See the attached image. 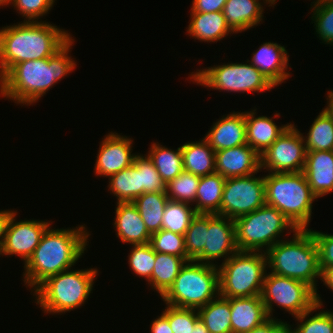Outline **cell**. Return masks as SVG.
I'll list each match as a JSON object with an SVG mask.
<instances>
[{
  "label": "cell",
  "instance_id": "6da1fadb",
  "mask_svg": "<svg viewBox=\"0 0 333 333\" xmlns=\"http://www.w3.org/2000/svg\"><path fill=\"white\" fill-rule=\"evenodd\" d=\"M74 39L72 37L49 58L28 60L14 65L0 79V97L25 106L37 103L77 66V62L69 54L73 49Z\"/></svg>",
  "mask_w": 333,
  "mask_h": 333
},
{
  "label": "cell",
  "instance_id": "7a4b0ae2",
  "mask_svg": "<svg viewBox=\"0 0 333 333\" xmlns=\"http://www.w3.org/2000/svg\"><path fill=\"white\" fill-rule=\"evenodd\" d=\"M86 225L52 229L43 234L39 245L24 264L23 281L31 293L47 278L69 270L87 250L89 231Z\"/></svg>",
  "mask_w": 333,
  "mask_h": 333
},
{
  "label": "cell",
  "instance_id": "3957f363",
  "mask_svg": "<svg viewBox=\"0 0 333 333\" xmlns=\"http://www.w3.org/2000/svg\"><path fill=\"white\" fill-rule=\"evenodd\" d=\"M0 29V79L16 64L53 56L72 37L46 21L4 26Z\"/></svg>",
  "mask_w": 333,
  "mask_h": 333
},
{
  "label": "cell",
  "instance_id": "277c9868",
  "mask_svg": "<svg viewBox=\"0 0 333 333\" xmlns=\"http://www.w3.org/2000/svg\"><path fill=\"white\" fill-rule=\"evenodd\" d=\"M265 254L271 273L303 281L318 293L319 251L309 229H297L292 238L280 240Z\"/></svg>",
  "mask_w": 333,
  "mask_h": 333
},
{
  "label": "cell",
  "instance_id": "5b68a950",
  "mask_svg": "<svg viewBox=\"0 0 333 333\" xmlns=\"http://www.w3.org/2000/svg\"><path fill=\"white\" fill-rule=\"evenodd\" d=\"M73 270V271H72ZM69 269L47 278L34 291L35 303L46 314H63L80 308L87 302L96 276L97 268Z\"/></svg>",
  "mask_w": 333,
  "mask_h": 333
},
{
  "label": "cell",
  "instance_id": "8992f818",
  "mask_svg": "<svg viewBox=\"0 0 333 333\" xmlns=\"http://www.w3.org/2000/svg\"><path fill=\"white\" fill-rule=\"evenodd\" d=\"M264 180L266 204L283 213L297 229H308L313 213L312 204L318 198L303 171L267 173Z\"/></svg>",
  "mask_w": 333,
  "mask_h": 333
},
{
  "label": "cell",
  "instance_id": "52a82bcc",
  "mask_svg": "<svg viewBox=\"0 0 333 333\" xmlns=\"http://www.w3.org/2000/svg\"><path fill=\"white\" fill-rule=\"evenodd\" d=\"M219 295L218 266L191 260L181 268L161 300L170 306L198 310Z\"/></svg>",
  "mask_w": 333,
  "mask_h": 333
},
{
  "label": "cell",
  "instance_id": "ba28073f",
  "mask_svg": "<svg viewBox=\"0 0 333 333\" xmlns=\"http://www.w3.org/2000/svg\"><path fill=\"white\" fill-rule=\"evenodd\" d=\"M234 221L238 251L265 253L277 242L286 239L281 237L285 231L290 230L287 233L290 236L297 230L283 213L267 204Z\"/></svg>",
  "mask_w": 333,
  "mask_h": 333
},
{
  "label": "cell",
  "instance_id": "9c48e42d",
  "mask_svg": "<svg viewBox=\"0 0 333 333\" xmlns=\"http://www.w3.org/2000/svg\"><path fill=\"white\" fill-rule=\"evenodd\" d=\"M266 268L265 253L237 251L218 265L220 296L240 298L261 295Z\"/></svg>",
  "mask_w": 333,
  "mask_h": 333
},
{
  "label": "cell",
  "instance_id": "30bf717a",
  "mask_svg": "<svg viewBox=\"0 0 333 333\" xmlns=\"http://www.w3.org/2000/svg\"><path fill=\"white\" fill-rule=\"evenodd\" d=\"M190 80L218 91L248 93L270 91L275 86L248 60L247 63H223L192 72Z\"/></svg>",
  "mask_w": 333,
  "mask_h": 333
},
{
  "label": "cell",
  "instance_id": "8fae6325",
  "mask_svg": "<svg viewBox=\"0 0 333 333\" xmlns=\"http://www.w3.org/2000/svg\"><path fill=\"white\" fill-rule=\"evenodd\" d=\"M268 317H273V307L289 312L294 318L313 308L316 291L303 281L275 275L268 271L264 277L261 293ZM273 303L275 305H273Z\"/></svg>",
  "mask_w": 333,
  "mask_h": 333
},
{
  "label": "cell",
  "instance_id": "7c38bea8",
  "mask_svg": "<svg viewBox=\"0 0 333 333\" xmlns=\"http://www.w3.org/2000/svg\"><path fill=\"white\" fill-rule=\"evenodd\" d=\"M291 124L277 140L260 155V172H302L306 161V146L303 134Z\"/></svg>",
  "mask_w": 333,
  "mask_h": 333
},
{
  "label": "cell",
  "instance_id": "4fadbf2b",
  "mask_svg": "<svg viewBox=\"0 0 333 333\" xmlns=\"http://www.w3.org/2000/svg\"><path fill=\"white\" fill-rule=\"evenodd\" d=\"M266 204L264 176L255 174L227 178L223 189L220 216L235 220Z\"/></svg>",
  "mask_w": 333,
  "mask_h": 333
},
{
  "label": "cell",
  "instance_id": "5bb4252c",
  "mask_svg": "<svg viewBox=\"0 0 333 333\" xmlns=\"http://www.w3.org/2000/svg\"><path fill=\"white\" fill-rule=\"evenodd\" d=\"M16 216L17 210H13L7 219L1 255L6 257L18 255L25 264L39 245L47 228L52 224L50 221L34 219L18 222Z\"/></svg>",
  "mask_w": 333,
  "mask_h": 333
},
{
  "label": "cell",
  "instance_id": "9a60e30c",
  "mask_svg": "<svg viewBox=\"0 0 333 333\" xmlns=\"http://www.w3.org/2000/svg\"><path fill=\"white\" fill-rule=\"evenodd\" d=\"M237 251L235 221L225 216L208 214L204 251L194 261L218 266L216 260L224 258L222 261L225 262Z\"/></svg>",
  "mask_w": 333,
  "mask_h": 333
},
{
  "label": "cell",
  "instance_id": "2e32d148",
  "mask_svg": "<svg viewBox=\"0 0 333 333\" xmlns=\"http://www.w3.org/2000/svg\"><path fill=\"white\" fill-rule=\"evenodd\" d=\"M133 140L126 135L110 132L102 138L99 146L94 172L97 176L107 177L128 168L138 154L132 153Z\"/></svg>",
  "mask_w": 333,
  "mask_h": 333
},
{
  "label": "cell",
  "instance_id": "e0dca14e",
  "mask_svg": "<svg viewBox=\"0 0 333 333\" xmlns=\"http://www.w3.org/2000/svg\"><path fill=\"white\" fill-rule=\"evenodd\" d=\"M215 171L225 179L260 171V155L248 144L215 152Z\"/></svg>",
  "mask_w": 333,
  "mask_h": 333
},
{
  "label": "cell",
  "instance_id": "ac0fdd59",
  "mask_svg": "<svg viewBox=\"0 0 333 333\" xmlns=\"http://www.w3.org/2000/svg\"><path fill=\"white\" fill-rule=\"evenodd\" d=\"M254 65L275 87L279 86L291 76L288 72L289 53L286 47L274 42H264L252 53Z\"/></svg>",
  "mask_w": 333,
  "mask_h": 333
},
{
  "label": "cell",
  "instance_id": "d6986e66",
  "mask_svg": "<svg viewBox=\"0 0 333 333\" xmlns=\"http://www.w3.org/2000/svg\"><path fill=\"white\" fill-rule=\"evenodd\" d=\"M214 151L247 144L244 112H230L223 115L204 136Z\"/></svg>",
  "mask_w": 333,
  "mask_h": 333
},
{
  "label": "cell",
  "instance_id": "ffe728a7",
  "mask_svg": "<svg viewBox=\"0 0 333 333\" xmlns=\"http://www.w3.org/2000/svg\"><path fill=\"white\" fill-rule=\"evenodd\" d=\"M257 108L252 111H245V122L247 132V144L261 155L268 147H270L277 138L285 132L292 124H281L278 126L273 118L280 117V113H275L273 117L257 116ZM257 116V117H256Z\"/></svg>",
  "mask_w": 333,
  "mask_h": 333
},
{
  "label": "cell",
  "instance_id": "44dd1931",
  "mask_svg": "<svg viewBox=\"0 0 333 333\" xmlns=\"http://www.w3.org/2000/svg\"><path fill=\"white\" fill-rule=\"evenodd\" d=\"M115 233L121 242L131 245L150 243L151 234L147 230L139 211L132 202H118L114 217Z\"/></svg>",
  "mask_w": 333,
  "mask_h": 333
},
{
  "label": "cell",
  "instance_id": "7402d4cb",
  "mask_svg": "<svg viewBox=\"0 0 333 333\" xmlns=\"http://www.w3.org/2000/svg\"><path fill=\"white\" fill-rule=\"evenodd\" d=\"M262 1L263 4L261 0H227L222 12L229 27L238 34L261 24L264 19L263 5L274 7L277 0Z\"/></svg>",
  "mask_w": 333,
  "mask_h": 333
},
{
  "label": "cell",
  "instance_id": "603a6c76",
  "mask_svg": "<svg viewBox=\"0 0 333 333\" xmlns=\"http://www.w3.org/2000/svg\"><path fill=\"white\" fill-rule=\"evenodd\" d=\"M317 198L333 192V151H309L303 170Z\"/></svg>",
  "mask_w": 333,
  "mask_h": 333
},
{
  "label": "cell",
  "instance_id": "cb8c5ba5",
  "mask_svg": "<svg viewBox=\"0 0 333 333\" xmlns=\"http://www.w3.org/2000/svg\"><path fill=\"white\" fill-rule=\"evenodd\" d=\"M232 333H247L269 317L261 295L230 298Z\"/></svg>",
  "mask_w": 333,
  "mask_h": 333
},
{
  "label": "cell",
  "instance_id": "d4e9b609",
  "mask_svg": "<svg viewBox=\"0 0 333 333\" xmlns=\"http://www.w3.org/2000/svg\"><path fill=\"white\" fill-rule=\"evenodd\" d=\"M187 34L200 42H218L235 32L229 27L222 11L211 13L190 12Z\"/></svg>",
  "mask_w": 333,
  "mask_h": 333
},
{
  "label": "cell",
  "instance_id": "484cf974",
  "mask_svg": "<svg viewBox=\"0 0 333 333\" xmlns=\"http://www.w3.org/2000/svg\"><path fill=\"white\" fill-rule=\"evenodd\" d=\"M184 171L197 176L215 173V151L203 137L181 145Z\"/></svg>",
  "mask_w": 333,
  "mask_h": 333
},
{
  "label": "cell",
  "instance_id": "4316f807",
  "mask_svg": "<svg viewBox=\"0 0 333 333\" xmlns=\"http://www.w3.org/2000/svg\"><path fill=\"white\" fill-rule=\"evenodd\" d=\"M225 180L216 172L200 177L194 206L197 214L220 215Z\"/></svg>",
  "mask_w": 333,
  "mask_h": 333
},
{
  "label": "cell",
  "instance_id": "83f0119b",
  "mask_svg": "<svg viewBox=\"0 0 333 333\" xmlns=\"http://www.w3.org/2000/svg\"><path fill=\"white\" fill-rule=\"evenodd\" d=\"M188 261H191L188 257L156 252L154 269L147 284L162 297L172 286L181 268Z\"/></svg>",
  "mask_w": 333,
  "mask_h": 333
},
{
  "label": "cell",
  "instance_id": "f1b7e54d",
  "mask_svg": "<svg viewBox=\"0 0 333 333\" xmlns=\"http://www.w3.org/2000/svg\"><path fill=\"white\" fill-rule=\"evenodd\" d=\"M146 155L166 184L184 171L181 146L172 150L158 142H153Z\"/></svg>",
  "mask_w": 333,
  "mask_h": 333
},
{
  "label": "cell",
  "instance_id": "f546056e",
  "mask_svg": "<svg viewBox=\"0 0 333 333\" xmlns=\"http://www.w3.org/2000/svg\"><path fill=\"white\" fill-rule=\"evenodd\" d=\"M168 200L166 192H155L143 193L132 202L150 234L162 229V219Z\"/></svg>",
  "mask_w": 333,
  "mask_h": 333
},
{
  "label": "cell",
  "instance_id": "4dcf8cb0",
  "mask_svg": "<svg viewBox=\"0 0 333 333\" xmlns=\"http://www.w3.org/2000/svg\"><path fill=\"white\" fill-rule=\"evenodd\" d=\"M209 333H232L230 298L218 296L198 309Z\"/></svg>",
  "mask_w": 333,
  "mask_h": 333
},
{
  "label": "cell",
  "instance_id": "1f68e13d",
  "mask_svg": "<svg viewBox=\"0 0 333 333\" xmlns=\"http://www.w3.org/2000/svg\"><path fill=\"white\" fill-rule=\"evenodd\" d=\"M108 179V191L117 198L116 203L133 202L142 195L140 172L133 164Z\"/></svg>",
  "mask_w": 333,
  "mask_h": 333
},
{
  "label": "cell",
  "instance_id": "d6a6232c",
  "mask_svg": "<svg viewBox=\"0 0 333 333\" xmlns=\"http://www.w3.org/2000/svg\"><path fill=\"white\" fill-rule=\"evenodd\" d=\"M303 137L307 152L333 151V116L322 108Z\"/></svg>",
  "mask_w": 333,
  "mask_h": 333
},
{
  "label": "cell",
  "instance_id": "836d02e7",
  "mask_svg": "<svg viewBox=\"0 0 333 333\" xmlns=\"http://www.w3.org/2000/svg\"><path fill=\"white\" fill-rule=\"evenodd\" d=\"M316 301L313 308L295 317V321H298L295 327L296 333H333V312L328 309L323 310V301L319 294H316Z\"/></svg>",
  "mask_w": 333,
  "mask_h": 333
},
{
  "label": "cell",
  "instance_id": "e575fe53",
  "mask_svg": "<svg viewBox=\"0 0 333 333\" xmlns=\"http://www.w3.org/2000/svg\"><path fill=\"white\" fill-rule=\"evenodd\" d=\"M188 203L168 200L162 219V229L184 235L191 220L196 216L195 208Z\"/></svg>",
  "mask_w": 333,
  "mask_h": 333
},
{
  "label": "cell",
  "instance_id": "d590c367",
  "mask_svg": "<svg viewBox=\"0 0 333 333\" xmlns=\"http://www.w3.org/2000/svg\"><path fill=\"white\" fill-rule=\"evenodd\" d=\"M200 176L183 171L166 184V195L169 200L195 204Z\"/></svg>",
  "mask_w": 333,
  "mask_h": 333
},
{
  "label": "cell",
  "instance_id": "8d00e7d4",
  "mask_svg": "<svg viewBox=\"0 0 333 333\" xmlns=\"http://www.w3.org/2000/svg\"><path fill=\"white\" fill-rule=\"evenodd\" d=\"M208 231V214H196L184 234L186 255L195 260L203 251Z\"/></svg>",
  "mask_w": 333,
  "mask_h": 333
},
{
  "label": "cell",
  "instance_id": "74e56055",
  "mask_svg": "<svg viewBox=\"0 0 333 333\" xmlns=\"http://www.w3.org/2000/svg\"><path fill=\"white\" fill-rule=\"evenodd\" d=\"M131 246L133 248L128 255L129 267L135 275L145 278L148 282L154 269L156 252L150 243Z\"/></svg>",
  "mask_w": 333,
  "mask_h": 333
},
{
  "label": "cell",
  "instance_id": "f35d334b",
  "mask_svg": "<svg viewBox=\"0 0 333 333\" xmlns=\"http://www.w3.org/2000/svg\"><path fill=\"white\" fill-rule=\"evenodd\" d=\"M133 165L140 172L143 193L166 192V183L160 177L153 162L147 155L139 154L135 157Z\"/></svg>",
  "mask_w": 333,
  "mask_h": 333
},
{
  "label": "cell",
  "instance_id": "ab89813d",
  "mask_svg": "<svg viewBox=\"0 0 333 333\" xmlns=\"http://www.w3.org/2000/svg\"><path fill=\"white\" fill-rule=\"evenodd\" d=\"M150 244L155 252L187 257L184 235L161 229L151 234Z\"/></svg>",
  "mask_w": 333,
  "mask_h": 333
},
{
  "label": "cell",
  "instance_id": "60d3db41",
  "mask_svg": "<svg viewBox=\"0 0 333 333\" xmlns=\"http://www.w3.org/2000/svg\"><path fill=\"white\" fill-rule=\"evenodd\" d=\"M311 20L322 43L333 46V4H311Z\"/></svg>",
  "mask_w": 333,
  "mask_h": 333
},
{
  "label": "cell",
  "instance_id": "b9f144b4",
  "mask_svg": "<svg viewBox=\"0 0 333 333\" xmlns=\"http://www.w3.org/2000/svg\"><path fill=\"white\" fill-rule=\"evenodd\" d=\"M162 313L168 318L173 333H190L200 319L196 309L179 308L167 304Z\"/></svg>",
  "mask_w": 333,
  "mask_h": 333
},
{
  "label": "cell",
  "instance_id": "7bdbcfd3",
  "mask_svg": "<svg viewBox=\"0 0 333 333\" xmlns=\"http://www.w3.org/2000/svg\"><path fill=\"white\" fill-rule=\"evenodd\" d=\"M56 0H12L16 12L25 17L23 21L36 22L43 18L55 5Z\"/></svg>",
  "mask_w": 333,
  "mask_h": 333
},
{
  "label": "cell",
  "instance_id": "ee69618b",
  "mask_svg": "<svg viewBox=\"0 0 333 333\" xmlns=\"http://www.w3.org/2000/svg\"><path fill=\"white\" fill-rule=\"evenodd\" d=\"M308 229L317 243L321 272L326 268L333 267V234Z\"/></svg>",
  "mask_w": 333,
  "mask_h": 333
},
{
  "label": "cell",
  "instance_id": "f6af8a7d",
  "mask_svg": "<svg viewBox=\"0 0 333 333\" xmlns=\"http://www.w3.org/2000/svg\"><path fill=\"white\" fill-rule=\"evenodd\" d=\"M227 0H193L191 11L199 13L219 12L223 10Z\"/></svg>",
  "mask_w": 333,
  "mask_h": 333
},
{
  "label": "cell",
  "instance_id": "bcb514c9",
  "mask_svg": "<svg viewBox=\"0 0 333 333\" xmlns=\"http://www.w3.org/2000/svg\"><path fill=\"white\" fill-rule=\"evenodd\" d=\"M283 323L284 321L278 318L274 319L269 317L261 325L257 326L256 328H253L251 331L247 333H274Z\"/></svg>",
  "mask_w": 333,
  "mask_h": 333
},
{
  "label": "cell",
  "instance_id": "7dc6e473",
  "mask_svg": "<svg viewBox=\"0 0 333 333\" xmlns=\"http://www.w3.org/2000/svg\"><path fill=\"white\" fill-rule=\"evenodd\" d=\"M150 328V333H173L169 320L163 313L152 321Z\"/></svg>",
  "mask_w": 333,
  "mask_h": 333
},
{
  "label": "cell",
  "instance_id": "c3c4849f",
  "mask_svg": "<svg viewBox=\"0 0 333 333\" xmlns=\"http://www.w3.org/2000/svg\"><path fill=\"white\" fill-rule=\"evenodd\" d=\"M13 210H1L0 211V248H2L3 242H4V230L6 226L7 219L9 217V214Z\"/></svg>",
  "mask_w": 333,
  "mask_h": 333
},
{
  "label": "cell",
  "instance_id": "681fc988",
  "mask_svg": "<svg viewBox=\"0 0 333 333\" xmlns=\"http://www.w3.org/2000/svg\"><path fill=\"white\" fill-rule=\"evenodd\" d=\"M328 289L333 291V267L326 268L321 272V279Z\"/></svg>",
  "mask_w": 333,
  "mask_h": 333
},
{
  "label": "cell",
  "instance_id": "f907efd6",
  "mask_svg": "<svg viewBox=\"0 0 333 333\" xmlns=\"http://www.w3.org/2000/svg\"><path fill=\"white\" fill-rule=\"evenodd\" d=\"M190 333H209L208 329L206 328L205 324L199 319L194 326V329H191Z\"/></svg>",
  "mask_w": 333,
  "mask_h": 333
},
{
  "label": "cell",
  "instance_id": "816d5d0a",
  "mask_svg": "<svg viewBox=\"0 0 333 333\" xmlns=\"http://www.w3.org/2000/svg\"><path fill=\"white\" fill-rule=\"evenodd\" d=\"M326 100H327V106H325V110H327L332 116H333V90H329L327 91V96H326Z\"/></svg>",
  "mask_w": 333,
  "mask_h": 333
},
{
  "label": "cell",
  "instance_id": "f5cc1de1",
  "mask_svg": "<svg viewBox=\"0 0 333 333\" xmlns=\"http://www.w3.org/2000/svg\"><path fill=\"white\" fill-rule=\"evenodd\" d=\"M293 325H289L287 322H284L274 333H296Z\"/></svg>",
  "mask_w": 333,
  "mask_h": 333
},
{
  "label": "cell",
  "instance_id": "db71d44e",
  "mask_svg": "<svg viewBox=\"0 0 333 333\" xmlns=\"http://www.w3.org/2000/svg\"><path fill=\"white\" fill-rule=\"evenodd\" d=\"M12 4V0H0V7L1 6H7V5H11Z\"/></svg>",
  "mask_w": 333,
  "mask_h": 333
}]
</instances>
